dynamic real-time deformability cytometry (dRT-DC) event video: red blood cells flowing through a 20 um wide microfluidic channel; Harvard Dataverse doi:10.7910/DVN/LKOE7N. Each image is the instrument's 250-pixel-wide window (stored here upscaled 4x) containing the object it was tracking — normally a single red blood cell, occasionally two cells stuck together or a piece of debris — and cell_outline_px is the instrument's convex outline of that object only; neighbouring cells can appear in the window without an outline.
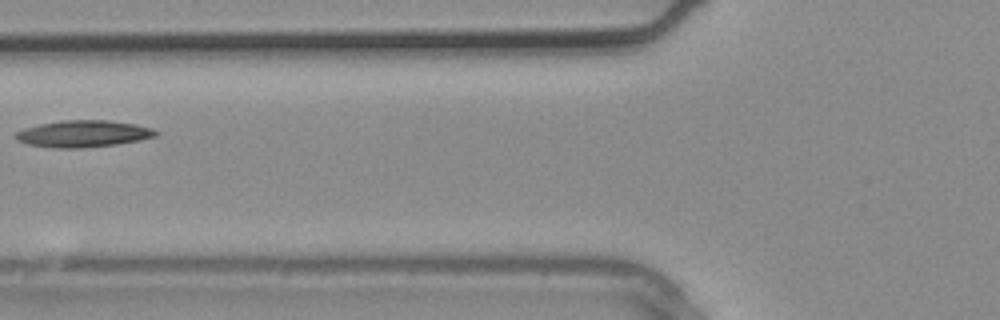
{"species": "common noctule bat (a hibernating species)", "species_latin": "Nyctalus noctula", "temperature_condition": "warm", "stored_images_in_passage": 4, "camera_frame_rate_fps": 3000, "um_per_image_px": 0.085, "animal": {"sex": "male", "body_mass_g": 20.4}, "frame": {"image": 1, "passage_image": 4, "time_ms": 1.0, "image_size_px": [1000, 320], "cell_outline_px": [[160, 132], [156, 136], [140, 140], [116, 144], [80, 148], [52, 148], [28, 144], [16, 140], [16, 132], [24, 128], [40, 124], [60, 120], [108, 120], [136, 124], [152, 128]], "centroid_in_image_um": [7.09, 11.36], "position_along_channel_um": 118.7, "area_um2": 21.91}}